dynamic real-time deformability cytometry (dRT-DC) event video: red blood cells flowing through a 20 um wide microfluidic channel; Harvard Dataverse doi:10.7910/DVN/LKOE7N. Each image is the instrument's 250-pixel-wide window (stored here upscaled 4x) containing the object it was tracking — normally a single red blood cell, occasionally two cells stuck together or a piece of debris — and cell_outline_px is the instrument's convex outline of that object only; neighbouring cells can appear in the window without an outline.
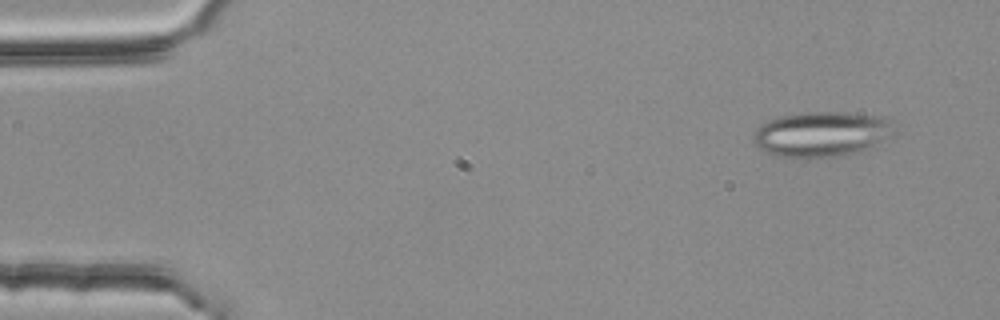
{"species": "common noctule bat (a hibernating species)", "species_latin": "Nyctalus noctula", "temperature_condition": "room temperature", "stored_images_in_passage": 5, "camera_frame_rate_fps": 3000, "um_per_image_px": 0.085, "animal": {"sex": "female", "body_mass_g": 25.1}, "frame": {"image": 1, "passage_image": 1, "time_ms": 0.0, "image_size_px": [1000, 320], "cell_outline_px": [[892, 120], [872, 148], [860, 152], [836, 156], [776, 156], [760, 148], [752, 140], [756, 128], [760, 124], [768, 120], [780, 116], [804, 112], [840, 112], [884, 116]], "centroid_in_image_um": [69.7, 11.37], "position_along_channel_um": 15.3, "area_um2": 35.84}}